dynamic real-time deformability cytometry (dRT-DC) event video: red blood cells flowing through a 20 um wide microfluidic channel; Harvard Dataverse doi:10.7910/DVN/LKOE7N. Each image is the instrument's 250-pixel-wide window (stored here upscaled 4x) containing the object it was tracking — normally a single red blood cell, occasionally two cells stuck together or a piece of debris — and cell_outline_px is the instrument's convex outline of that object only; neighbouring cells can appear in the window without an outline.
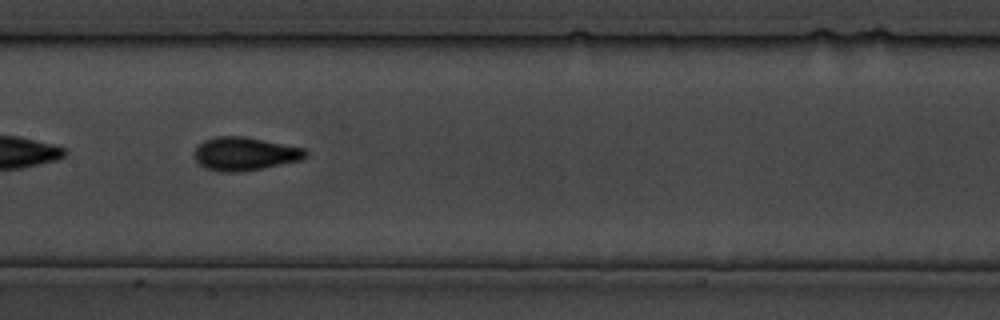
{"species": "common noctule bat (a hibernating species)", "species_latin": "Nyctalus noctula", "temperature_condition": "cold", "stored_images_in_passage": 85, "camera_frame_rate_fps": 3000, "um_per_image_px": 0.085, "animal": {"sex": "male", "body_mass_g": 19.5, "forearm_length_mm": 54.6}, "frame": {"image": 1, "passage_image": 25, "time_ms": 8.0, "image_size_px": [1000, 320], "cell_outline_px": [[308, 156], [300, 160], [240, 172], [216, 172], [204, 168], [196, 160], [196, 148], [204, 140], [216, 136], [244, 136], [304, 148], [308, 152]], "centroid_in_image_um": [20.8, 13.07], "position_along_channel_um": 186.6, "area_um2": 21.44}}